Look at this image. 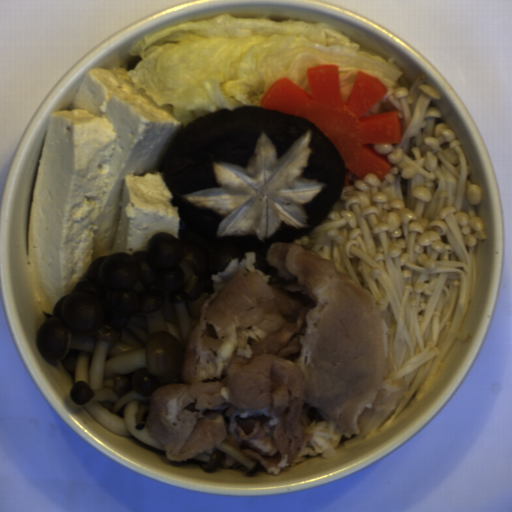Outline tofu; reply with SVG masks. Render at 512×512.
<instances>
[{"label":"tofu","mask_w":512,"mask_h":512,"mask_svg":"<svg viewBox=\"0 0 512 512\" xmlns=\"http://www.w3.org/2000/svg\"><path fill=\"white\" fill-rule=\"evenodd\" d=\"M130 70H88L49 116L27 255L34 300L50 314L98 257L148 252L154 234L179 235L183 221L159 165L185 128Z\"/></svg>","instance_id":"1"}]
</instances>
